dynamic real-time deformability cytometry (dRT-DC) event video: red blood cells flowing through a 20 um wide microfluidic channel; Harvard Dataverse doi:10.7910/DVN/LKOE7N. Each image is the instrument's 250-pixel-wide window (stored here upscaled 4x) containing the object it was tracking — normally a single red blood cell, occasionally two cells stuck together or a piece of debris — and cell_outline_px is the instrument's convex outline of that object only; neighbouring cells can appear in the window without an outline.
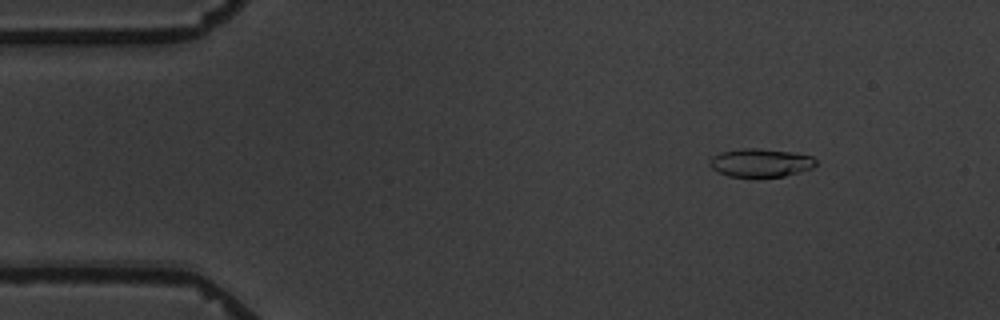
{"species": "common noctule bat (a hibernating species)", "species_latin": "Nyctalus noctula", "temperature_condition": "warm", "stored_images_in_passage": 5, "camera_frame_rate_fps": 3000, "um_per_image_px": 0.085, "animal": {"sex": "male", "body_mass_g": 19.5, "forearm_length_mm": 54.6}, "frame": {"image": 1, "passage_image": 2, "time_ms": 1.0, "image_size_px": [1000, 320], "cell_outline_px": [[816, 164], [812, 168], [784, 176], [728, 176], [712, 168], [708, 164], [708, 160], [712, 156], [720, 152], [744, 148], [756, 148], [792, 152], [812, 156], [816, 160]], "centroid_in_image_um": [64.63, 13.82], "position_along_channel_um": 20.4, "area_um2": 17.34}}